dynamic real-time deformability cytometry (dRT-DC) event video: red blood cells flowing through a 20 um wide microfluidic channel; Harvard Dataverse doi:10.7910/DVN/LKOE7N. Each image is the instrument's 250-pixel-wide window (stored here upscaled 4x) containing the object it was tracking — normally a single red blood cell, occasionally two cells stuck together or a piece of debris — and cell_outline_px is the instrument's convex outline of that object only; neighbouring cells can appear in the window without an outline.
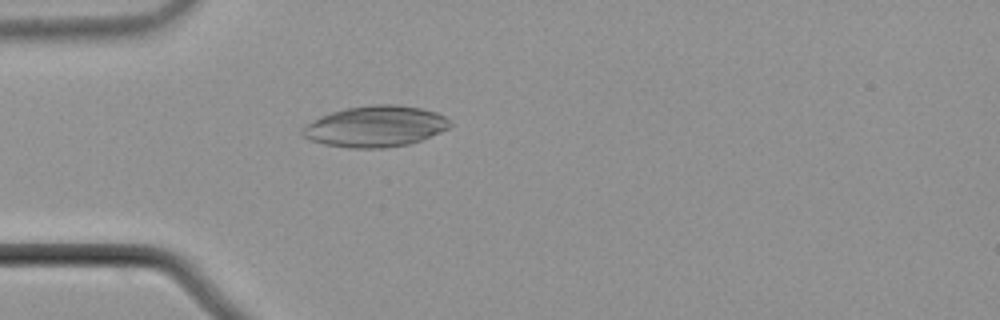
{"species": "common noctule bat (a hibernating species)", "species_latin": "Nyctalus noctula", "temperature_condition": "cold", "stored_images_in_passage": 37, "camera_frame_rate_fps": 3000, "um_per_image_px": 0.085, "animal": {"sex": "male", "body_mass_g": 21.5, "forearm_length_mm": 52.0}, "frame": {"image": 1, "passage_image": 1, "time_ms": 0.0, "image_size_px": [1000, 320], "cell_outline_px": [[452, 124], [448, 128], [440, 132], [420, 140], [408, 144], [384, 148], [348, 148], [324, 144], [300, 136], [300, 128], [304, 124], [320, 116], [332, 112], [348, 108], [376, 104], [396, 104], [420, 108], [436, 112], [444, 116]], "centroid_in_image_um": [31.85, 10.75], "position_along_channel_um": 53.1, "area_um2": 35.32}}
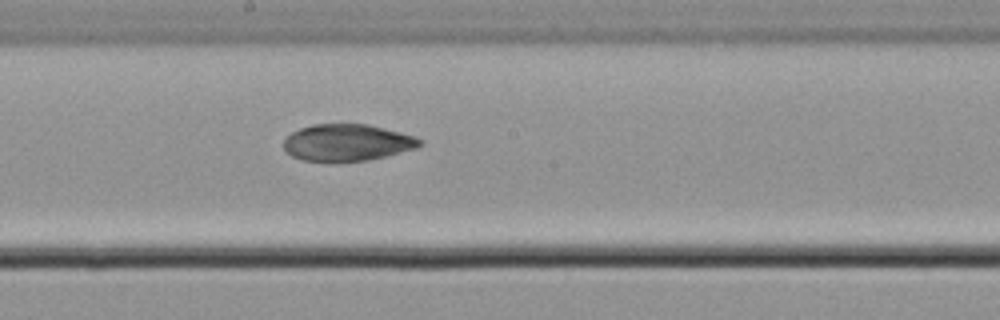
{"frame": {"image": 2, "passage_image": 15, "time_ms": 4.667, "image_size_px": [1000, 320], "cell_outline_px": [[424, 144], [416, 148], [368, 160], [300, 160], [292, 156], [284, 148], [284, 140], [292, 132], [300, 128], [312, 124], [368, 124], [416, 136], [424, 140]], "centroid_in_image_um": [29.54, 12.09], "position_along_channel_um": 218.7, "area_um2": 28.84}}
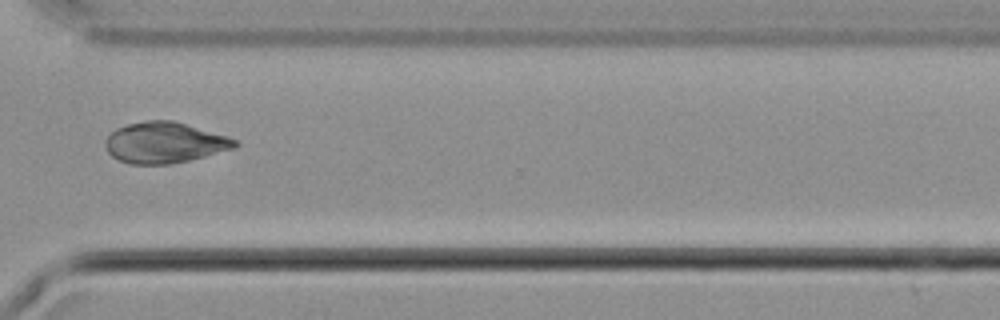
{"frame": {"image": 3, "passage_image": 26, "time_ms": 8.333, "image_size_px": [1000, 320], "cell_outline_px": [[240, 144], [236, 148], [188, 160], [168, 164], [128, 164], [112, 156], [108, 152], [104, 144], [104, 140], [116, 128], [128, 124], [144, 120], [172, 120], [228, 136], [236, 140]], "centroid_in_image_um": [13.98, 12.12], "position_along_channel_um": 356.6, "area_um2": 30.87}}